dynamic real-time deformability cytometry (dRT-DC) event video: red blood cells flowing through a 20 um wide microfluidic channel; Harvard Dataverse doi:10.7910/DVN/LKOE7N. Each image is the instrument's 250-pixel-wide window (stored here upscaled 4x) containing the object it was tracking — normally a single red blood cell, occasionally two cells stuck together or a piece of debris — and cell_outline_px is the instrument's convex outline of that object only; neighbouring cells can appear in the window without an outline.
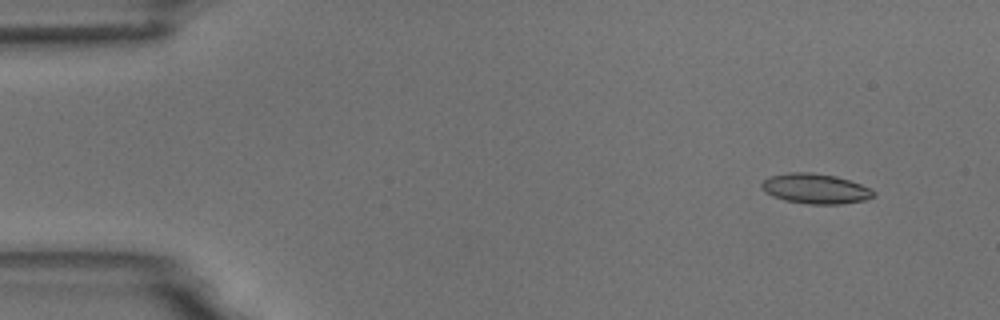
{"species": "common noctule bat (a hibernating species)", "species_latin": "Nyctalus noctula", "temperature_condition": "room temperature", "stored_images_in_passage": 5, "camera_frame_rate_fps": 3000, "um_per_image_px": 0.085, "animal": {"sex": "male", "body_mass_g": 18.8}, "frame": {"image": 1, "passage_image": 2, "time_ms": 1.333, "image_size_px": [1000, 320], "cell_outline_px": [[876, 196], [864, 200], [840, 204], [808, 204], [784, 200], [772, 196], [764, 192], [760, 188], [760, 184], [764, 180], [772, 176], [788, 172], [812, 172], [836, 176], [860, 184], [876, 192]], "centroid_in_image_um": [69.28, 16.04], "position_along_channel_um": 15.7, "area_um2": 19.65}}
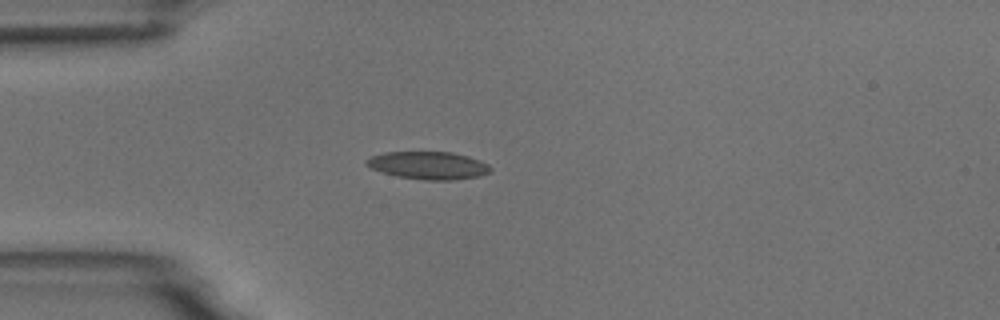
{"frame": {"image": 2, "passage_image": 5, "time_ms": 4.667, "image_size_px": [1000, 320], "cell_outline_px": [[492, 172], [480, 176], [452, 180], [424, 180], [396, 176], [372, 168], [364, 164], [364, 160], [372, 156], [384, 152], [452, 152], [468, 156], [480, 160], [488, 164], [492, 168]], "centroid_in_image_um": [36.44, 14.06], "position_along_channel_um": 48.6, "area_um2": 20.11}}